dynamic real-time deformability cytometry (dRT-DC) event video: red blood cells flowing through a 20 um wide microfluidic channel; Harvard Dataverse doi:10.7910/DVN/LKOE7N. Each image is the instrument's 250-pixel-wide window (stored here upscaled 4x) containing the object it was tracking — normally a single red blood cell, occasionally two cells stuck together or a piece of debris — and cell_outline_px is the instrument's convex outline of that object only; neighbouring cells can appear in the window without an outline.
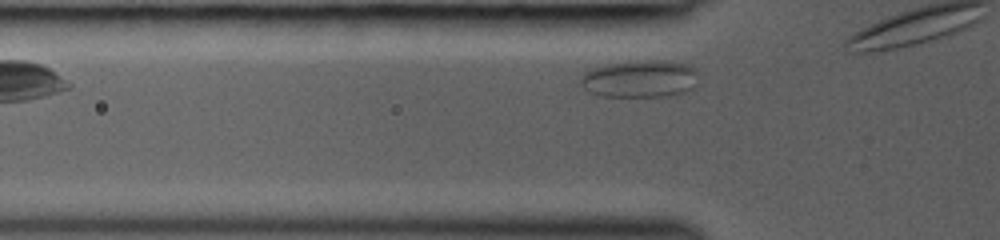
{"species": "common noctule bat (a hibernating species)", "species_latin": "Nyctalus noctula", "temperature_condition": "room temperature", "stored_images_in_passage": 6, "camera_frame_rate_fps": 3000, "um_per_image_px": 0.085, "animal": {"sex": "female", "body_mass_g": 19.0, "forearm_length_mm": 53.3}, "frame": {"image": 1, "passage_image": 3, "time_ms": 0.667, "image_size_px": [1000, 240], "cell_outline_px": [[696, 88], [672, 96], [600, 96], [588, 92], [580, 84], [580, 80], [588, 72], [596, 68], [608, 64], [644, 60], [660, 60], [688, 64], [696, 68]], "centroid_in_image_um": [54.46, 6.71], "position_along_channel_um": 71.3, "area_um2": 25.55}}